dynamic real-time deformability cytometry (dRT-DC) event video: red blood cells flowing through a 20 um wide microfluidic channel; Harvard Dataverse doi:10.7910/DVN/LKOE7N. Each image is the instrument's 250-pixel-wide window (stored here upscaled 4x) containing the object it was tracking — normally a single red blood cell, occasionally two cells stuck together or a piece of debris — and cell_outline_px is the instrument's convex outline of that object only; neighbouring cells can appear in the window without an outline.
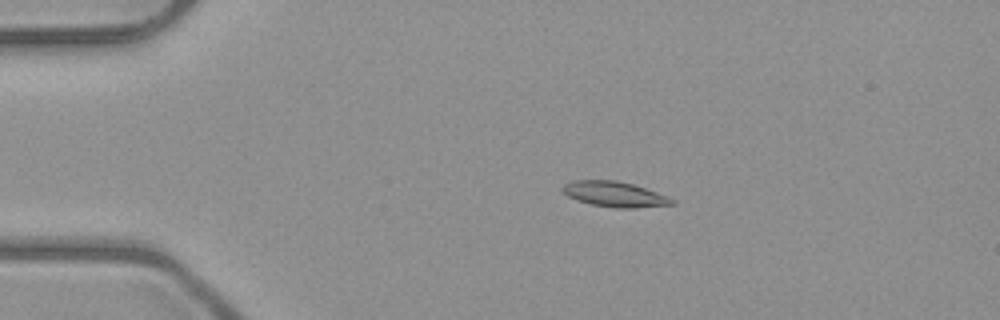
{"species": "common noctule bat (a hibernating species)", "species_latin": "Nyctalus noctula", "temperature_condition": "room temperature", "stored_images_in_passage": 5, "camera_frame_rate_fps": 3000, "um_per_image_px": 0.085, "animal": {"sex": "male", "body_mass_g": 23.1, "forearm_length_mm": 52.7}, "frame": {"image": 1, "passage_image": 3, "time_ms": 2.333, "image_size_px": [1000, 320], "cell_outline_px": [[676, 204], [636, 208], [616, 208], [592, 204], [568, 196], [560, 188], [564, 184], [572, 180], [616, 180], [632, 184], [656, 192], [676, 200]], "centroid_in_image_um": [52.25, 16.5], "position_along_channel_um": 32.7, "area_um2": 16.01}}
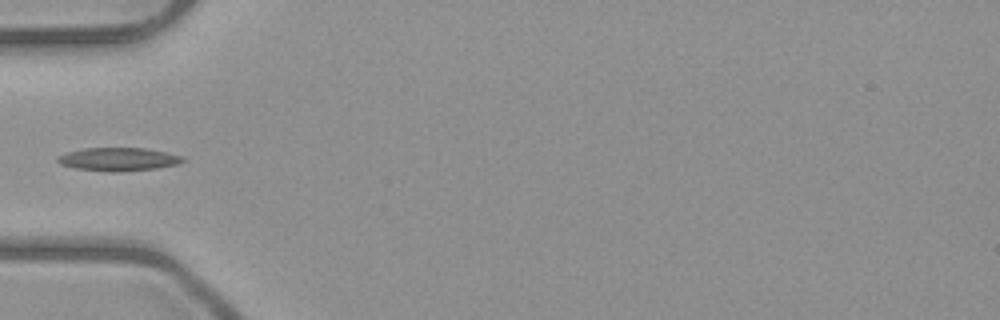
{"frame": {"image": 2, "passage_image": 5, "time_ms": 4.667, "image_size_px": [1000, 320], "cell_outline_px": [[188, 160], [176, 164], [156, 168], [116, 172], [76, 168], [60, 164], [56, 160], [56, 156], [68, 152], [84, 148], [144, 148], [184, 156]], "centroid_in_image_um": [10.07, 13.53], "position_along_channel_um": 74.9, "area_um2": 16.82}}